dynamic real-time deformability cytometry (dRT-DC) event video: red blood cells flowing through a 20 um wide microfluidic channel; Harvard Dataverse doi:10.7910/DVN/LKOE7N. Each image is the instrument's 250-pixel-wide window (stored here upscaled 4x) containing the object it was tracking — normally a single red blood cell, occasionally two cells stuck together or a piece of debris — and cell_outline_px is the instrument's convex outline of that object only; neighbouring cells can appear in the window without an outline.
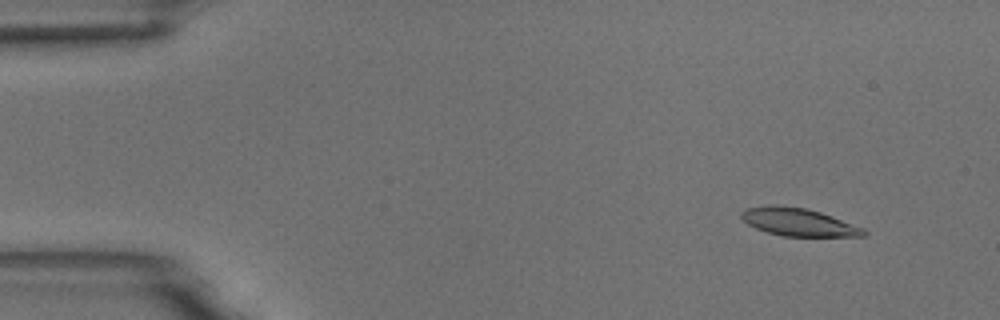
{"species": "common noctule bat (a hibernating species)", "species_latin": "Nyctalus noctula", "temperature_condition": "room temperature", "stored_images_in_passage": 6, "camera_frame_rate_fps": 3000, "um_per_image_px": 0.085, "animal": {"sex": "male", "body_mass_g": 18.8}, "frame": {"image": 1, "passage_image": 2, "time_ms": 0.333, "image_size_px": [1000, 320], "cell_outline_px": [[868, 232], [864, 236], [784, 236], [768, 232], [756, 228], [748, 224], [740, 216], [740, 212], [748, 208], [772, 204], [776, 204], [808, 208], [832, 216], [864, 228]], "centroid_in_image_um": [67.87, 18.86], "position_along_channel_um": 17.1, "area_um2": 19.83}}
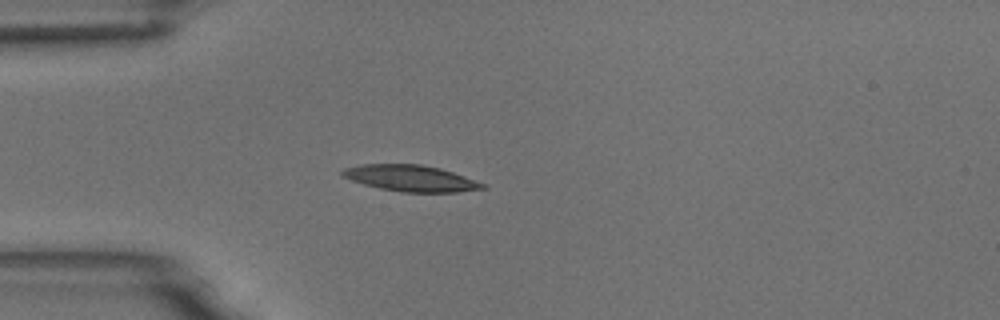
{"frame": {"image": 2, "passage_image": 5, "time_ms": 1.333, "image_size_px": [1000, 320], "cell_outline_px": [[488, 188], [456, 192], [400, 192], [380, 188], [364, 184], [340, 176], [340, 172], [344, 168], [360, 164], [420, 164], [440, 168], [464, 176], [484, 184]], "centroid_in_image_um": [34.87, 15.15], "position_along_channel_um": 50.1, "area_um2": 21.39}}